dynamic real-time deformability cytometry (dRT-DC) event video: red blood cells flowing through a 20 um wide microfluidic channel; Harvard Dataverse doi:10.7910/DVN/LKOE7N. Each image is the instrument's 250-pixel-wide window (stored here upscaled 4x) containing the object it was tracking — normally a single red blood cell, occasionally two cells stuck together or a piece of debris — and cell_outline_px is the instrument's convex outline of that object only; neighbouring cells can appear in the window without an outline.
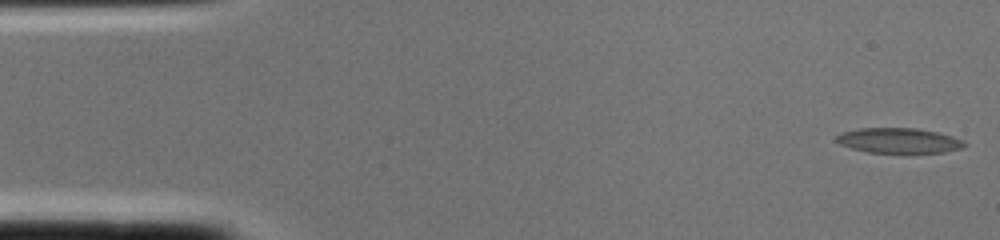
{"species": "common noctule bat (a hibernating species)", "species_latin": "Nyctalus noctula", "temperature_condition": "cold", "stored_images_in_passage": 2, "camera_frame_rate_fps": 3000, "um_per_image_px": 0.085, "animal": {"sex": "female", "body_mass_g": 22.0, "forearm_length_mm": 56.7}, "frame": {"image": 1, "passage_image": 1, "time_ms": 0.0, "image_size_px": [1000, 240], "cell_outline_px": [[968, 144], [964, 148], [944, 152], [868, 152], [852, 148], [840, 144], [836, 140], [836, 136], [844, 132], [860, 128], [916, 128], [936, 132], [952, 136]], "centroid_in_image_um": [76.42, 11.94], "position_along_channel_um": 8.6, "area_um2": 18.44}}
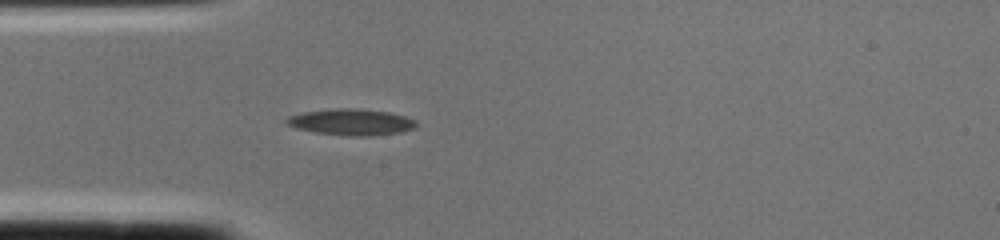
{"frame": {"image": 2, "passage_image": 2, "time_ms": 0.333, "image_size_px": [1000, 240], "cell_outline_px": [[416, 128], [400, 132], [372, 136], [352, 136], [316, 132], [296, 128], [288, 124], [284, 120], [288, 116], [304, 112], [336, 108], [356, 108], [388, 112], [404, 116], [416, 120]], "centroid_in_image_um": [29.87, 10.37], "position_along_channel_um": 55.1, "area_um2": 19.77}}